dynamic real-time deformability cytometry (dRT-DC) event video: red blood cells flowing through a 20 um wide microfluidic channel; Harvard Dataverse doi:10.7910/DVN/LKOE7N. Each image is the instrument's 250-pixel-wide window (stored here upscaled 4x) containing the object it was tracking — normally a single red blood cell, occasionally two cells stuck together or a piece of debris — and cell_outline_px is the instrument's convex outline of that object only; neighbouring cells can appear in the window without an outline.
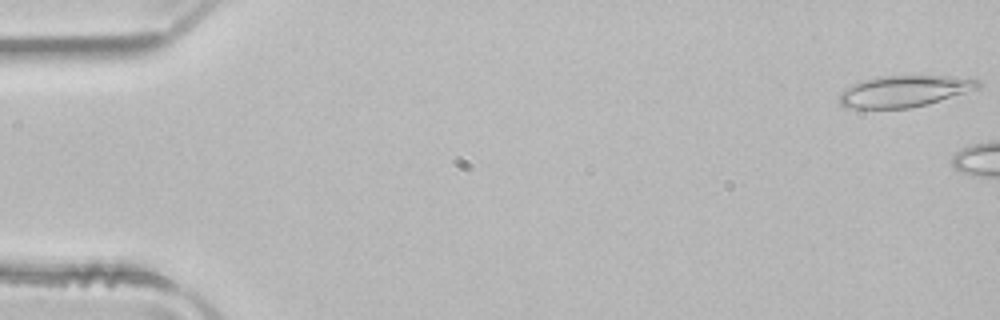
{"species": "common noctule bat (a hibernating species)", "species_latin": "Nyctalus noctula", "temperature_condition": "room temperature", "stored_images_in_passage": 6, "camera_frame_rate_fps": 3000, "um_per_image_px": 0.085, "animal": {"sex": "male", "body_mass_g": 21.5, "forearm_length_mm": 52.0}, "frame": {"image": 1, "passage_image": 1, "time_ms": 0.0, "image_size_px": [1000, 320], "cell_outline_px": [[984, 84], [980, 88], [928, 104], [908, 108], [844, 108], [840, 104], [840, 92], [844, 88], [852, 84], [864, 80], [880, 76], [944, 76], [980, 80]], "centroid_in_image_um": [76.86, 7.75], "position_along_channel_um": 8.1, "area_um2": 25.37}}